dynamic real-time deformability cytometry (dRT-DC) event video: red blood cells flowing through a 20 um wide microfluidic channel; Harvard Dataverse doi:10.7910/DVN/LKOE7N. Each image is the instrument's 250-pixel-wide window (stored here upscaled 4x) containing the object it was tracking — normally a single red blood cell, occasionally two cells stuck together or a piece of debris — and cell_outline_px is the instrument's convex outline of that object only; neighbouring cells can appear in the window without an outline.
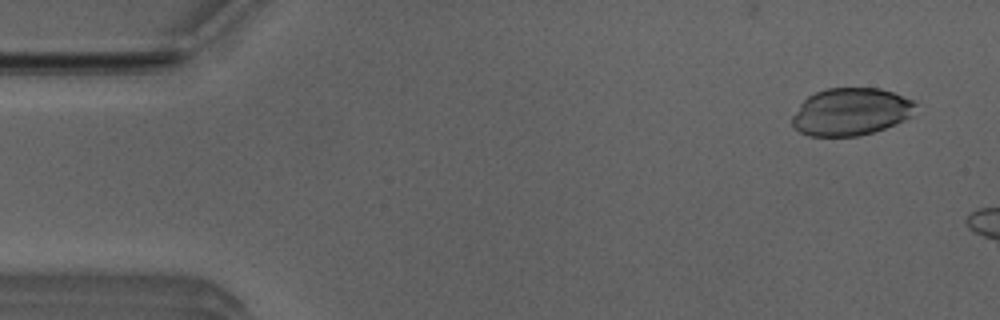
{"species": "Egyptian fruit bat (a non-hibernating species)", "species_latin": "Rousettus aegyptiacus", "temperature_condition": "room temperature", "stored_images_in_passage": 3, "camera_frame_rate_fps": 3000, "um_per_image_px": 0.085, "animal": {"sex": "male"}, "frame": {"image": 1, "passage_image": 1, "time_ms": 0.0, "image_size_px": [1000, 320], "cell_outline_px": [[916, 104], [912, 116], [896, 124], [860, 136], [808, 136], [792, 128], [792, 116], [800, 104], [808, 96], [816, 92], [828, 88], [880, 88], [892, 92], [912, 100]], "centroid_in_image_um": [72.3, 9.51], "position_along_channel_um": 12.7, "area_um2": 34.16}}